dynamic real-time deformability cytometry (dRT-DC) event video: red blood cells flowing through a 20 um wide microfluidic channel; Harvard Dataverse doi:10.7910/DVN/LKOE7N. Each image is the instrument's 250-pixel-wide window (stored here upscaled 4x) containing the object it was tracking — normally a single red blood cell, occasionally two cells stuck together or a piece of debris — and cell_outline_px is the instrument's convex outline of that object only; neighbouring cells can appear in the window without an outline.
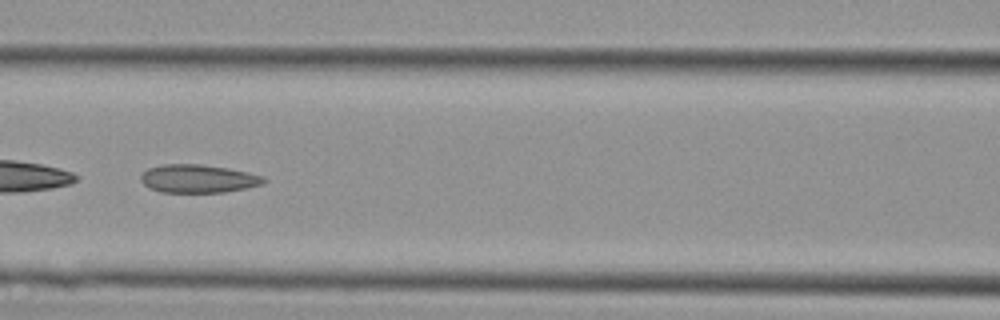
{"species": "Egyptian fruit bat (a non-hibernating species)", "species_latin": "Rousettus aegyptiacus", "temperature_condition": "cold", "stored_images_in_passage": 35, "camera_frame_rate_fps": 3000, "um_per_image_px": 0.085, "animal": {"sex": "female"}, "frame": {"image": 1, "passage_image": 11, "time_ms": 3.333, "image_size_px": [1000, 320], "cell_outline_px": [[268, 180], [264, 184], [224, 192], [160, 192], [148, 188], [140, 180], [140, 176], [148, 168], [164, 164], [200, 164], [228, 168], [248, 172], [264, 176]], "centroid_in_image_um": [16.85, 15.18], "position_along_channel_um": 149.8, "area_um2": 20.29}}